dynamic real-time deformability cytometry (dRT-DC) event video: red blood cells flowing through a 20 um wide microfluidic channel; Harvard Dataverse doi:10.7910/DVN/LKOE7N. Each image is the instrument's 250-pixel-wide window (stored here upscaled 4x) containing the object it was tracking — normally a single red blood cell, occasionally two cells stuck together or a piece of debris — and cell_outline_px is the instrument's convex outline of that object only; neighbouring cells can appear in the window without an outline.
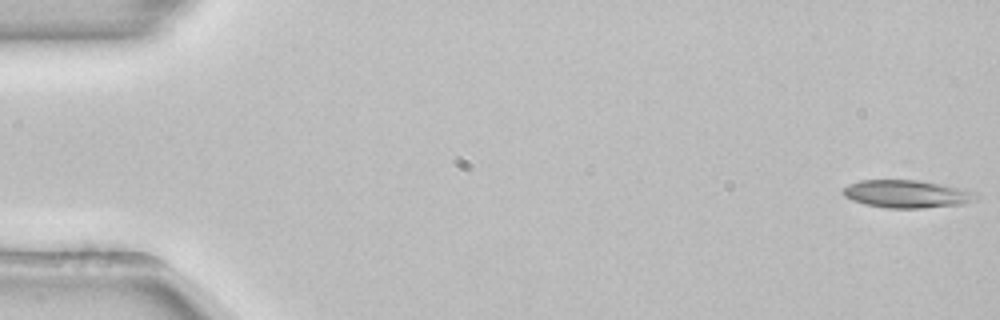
{"species": "common noctule bat (a hibernating species)", "species_latin": "Nyctalus noctula", "temperature_condition": "room temperature", "stored_images_in_passage": 53, "camera_frame_rate_fps": 3000, "um_per_image_px": 0.085, "animal": {"sex": "female", "body_mass_g": 22.7, "forearm_length_mm": 54.2}, "frame": {"image": 1, "passage_image": 1, "time_ms": 0.0, "image_size_px": [1000, 320], "cell_outline_px": [[980, 196], [976, 200], [964, 204], [924, 208], [888, 208], [864, 204], [852, 200], [844, 196], [840, 192], [848, 184], [860, 180], [920, 180], [980, 192]], "centroid_in_image_um": [77.12, 16.49], "position_along_channel_um": 7.9, "area_um2": 21.85}}
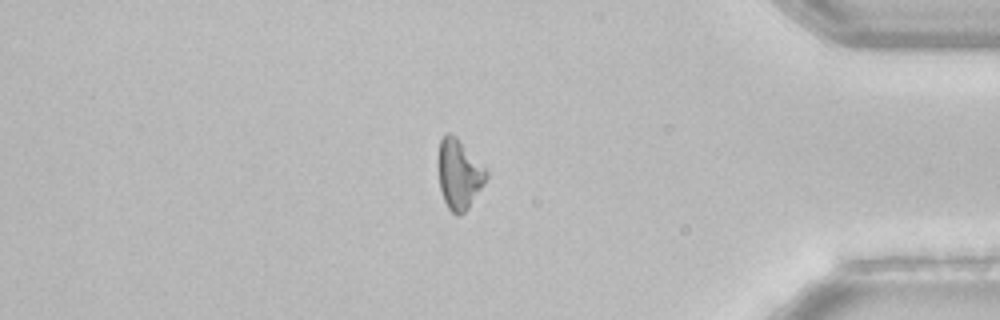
{"frame": {"image": 2, "passage_image": 45, "time_ms": 14.667, "image_size_px": [1000, 320], "cell_outline_px": [[488, 176], [484, 184], [468, 208], [460, 216], [456, 216], [448, 208], [444, 200], [440, 188], [436, 164], [436, 160], [440, 140], [448, 132], [456, 136], [488, 168]], "centroid_in_image_um": [39.01, 14.78], "position_along_channel_um": 396.2, "area_um2": 20.11}}
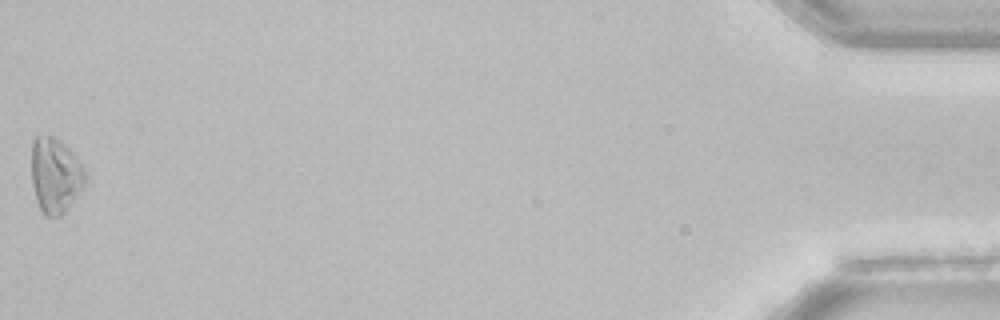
{"frame": {"image": 3, "passage_image": 53, "time_ms": 17.333, "image_size_px": [1000, 320], "cell_outline_px": [[84, 184], [80, 192], [64, 212], [60, 216], [44, 216], [36, 200], [32, 184], [32, 144], [36, 136], [56, 136], [72, 152], [84, 168]], "centroid_in_image_um": [4.68, 14.9], "position_along_channel_um": 430.5, "area_um2": 23.29}, "authors_computed_cell_mechanics": {"area_um2": 20.5768, "velocity_mm_per_s": 3.8806, "shape_relaxation_time_tau1_ms": 4.6941, "shape_relaxation_time_tau2_ms": null, "deformation_change_tau1": 0.1217, "deformation_change_tau2": null}}